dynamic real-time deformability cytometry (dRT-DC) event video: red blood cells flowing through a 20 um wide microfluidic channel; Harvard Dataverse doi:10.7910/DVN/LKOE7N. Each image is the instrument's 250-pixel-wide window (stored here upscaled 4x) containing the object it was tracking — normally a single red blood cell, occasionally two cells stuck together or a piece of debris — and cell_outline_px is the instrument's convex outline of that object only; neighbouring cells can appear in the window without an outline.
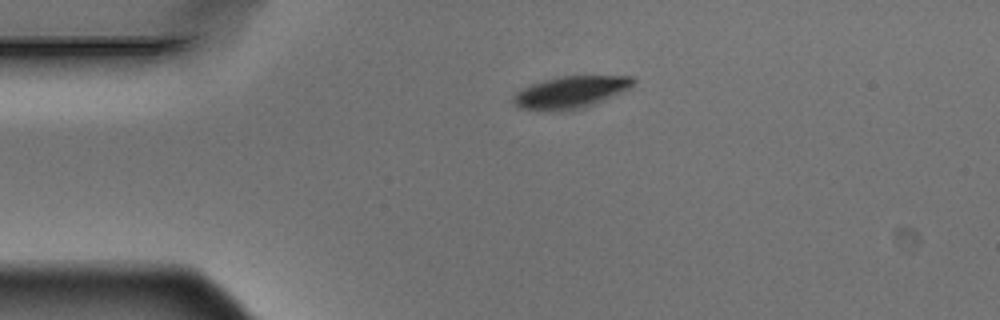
{"species": "Egyptian fruit bat (a non-hibernating species)", "species_latin": "Rousettus aegyptiacus", "temperature_condition": "warm", "stored_images_in_passage": 2, "camera_frame_rate_fps": 3000, "um_per_image_px": 0.085, "animal": {"sex": "male"}, "frame": {"image": 1, "passage_image": 1, "time_ms": 0.0, "image_size_px": [1000, 320], "cell_outline_px": [[636, 80], [628, 88], [596, 104], [584, 108], [520, 108], [512, 100], [512, 96], [516, 92], [532, 84], [544, 80], [560, 76], [632, 76]], "centroid_in_image_um": [48.54, 7.79], "position_along_channel_um": 36.5, "area_um2": 21.39}}